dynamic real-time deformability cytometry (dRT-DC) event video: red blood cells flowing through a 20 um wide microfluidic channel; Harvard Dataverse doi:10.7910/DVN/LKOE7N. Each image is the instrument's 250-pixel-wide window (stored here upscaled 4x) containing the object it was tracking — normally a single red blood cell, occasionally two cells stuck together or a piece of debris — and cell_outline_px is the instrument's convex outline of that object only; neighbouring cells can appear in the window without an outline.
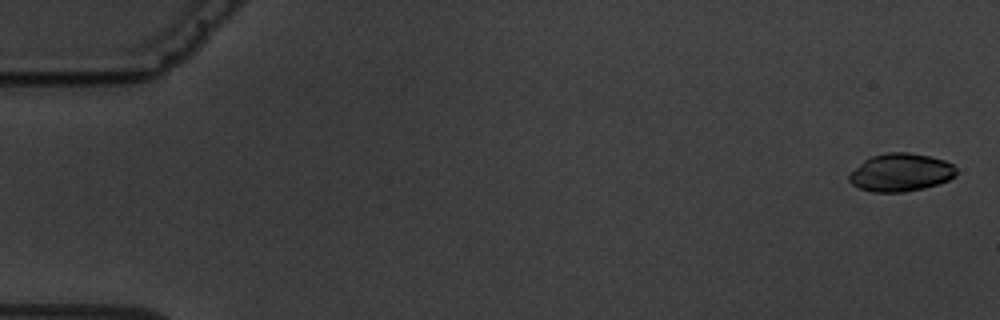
{"species": "common noctule bat (a hibernating species)", "species_latin": "Nyctalus noctula", "temperature_condition": "warm", "stored_images_in_passage": 2, "camera_frame_rate_fps": 3000, "um_per_image_px": 0.085, "animal": {"sex": "male", "body_mass_g": 19.5, "forearm_length_mm": 54.6}, "frame": {"image": 1, "passage_image": 1, "time_ms": 0.0, "image_size_px": [1000, 320], "cell_outline_px": [[956, 176], [948, 180], [924, 188], [904, 192], [872, 192], [860, 188], [852, 184], [848, 180], [848, 176], [864, 160], [872, 156], [888, 152], [908, 152], [928, 156], [944, 160], [952, 164], [956, 168]], "centroid_in_image_um": [76.56, 14.66], "position_along_channel_um": 8.4, "area_um2": 23.52}}